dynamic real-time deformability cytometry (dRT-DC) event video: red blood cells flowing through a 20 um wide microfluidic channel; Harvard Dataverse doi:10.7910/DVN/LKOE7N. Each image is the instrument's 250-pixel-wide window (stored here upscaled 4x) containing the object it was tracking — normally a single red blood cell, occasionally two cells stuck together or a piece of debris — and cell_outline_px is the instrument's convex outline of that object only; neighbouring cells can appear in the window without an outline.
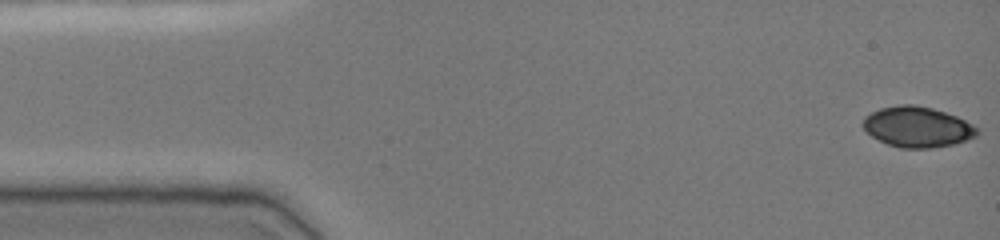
{"species": "common noctule bat (a hibernating species)", "species_latin": "Nyctalus noctula", "temperature_condition": "cold", "stored_images_in_passage": 48, "camera_frame_rate_fps": 3000, "um_per_image_px": 0.085, "animal": {"sex": "female", "body_mass_g": 19.0, "forearm_length_mm": 51.5}, "frame": {"image": 1, "passage_image": 1, "time_ms": 0.0, "image_size_px": [1000, 240], "cell_outline_px": [[980, 132], [976, 136], [952, 144], [932, 148], [900, 148], [888, 144], [872, 136], [864, 128], [864, 116], [880, 108], [900, 104], [912, 104], [932, 108], [956, 116], [972, 124]], "centroid_in_image_um": [77.97, 10.78], "position_along_channel_um": 7.0, "area_um2": 26.65}}
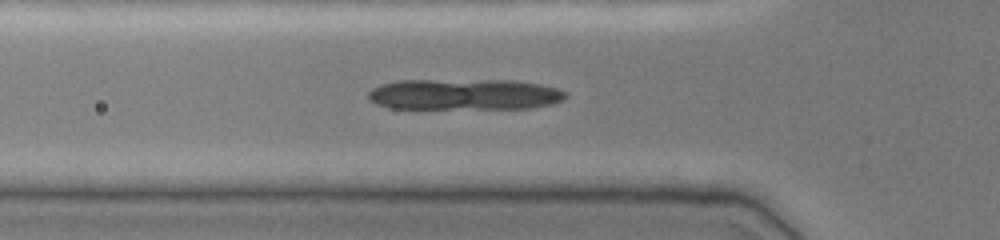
{"frame": {"image": 2, "passage_image": 16, "time_ms": 5.0, "image_size_px": [1000, 240], "cell_outline_px": [[568, 96], [564, 100], [532, 108], [392, 108], [376, 104], [368, 100], [368, 92], [372, 88], [380, 84], [396, 80], [512, 80], [540, 84], [556, 88], [568, 92]], "centroid_in_image_um": [39.45, 8.01], "position_along_channel_um": 86.3, "area_um2": 35.84}}
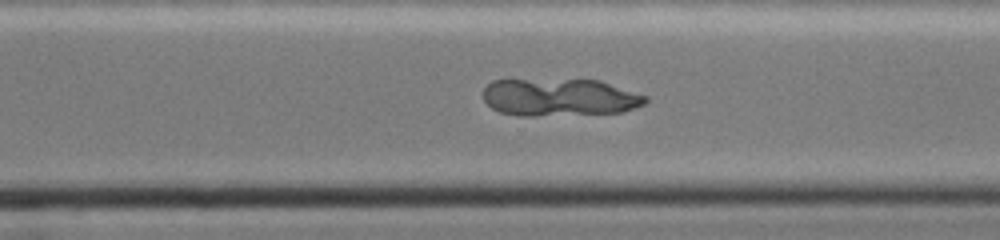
{"frame": {"image": 3, "passage_image": 34, "time_ms": 11.0, "image_size_px": [1000, 240], "cell_outline_px": [[648, 100], [644, 104], [620, 112], [536, 116], [516, 116], [500, 112], [492, 108], [484, 100], [484, 88], [492, 80], [600, 80], [648, 96]], "centroid_in_image_um": [47.56, 8.28], "position_along_channel_um": 323.0, "area_um2": 35.37}}